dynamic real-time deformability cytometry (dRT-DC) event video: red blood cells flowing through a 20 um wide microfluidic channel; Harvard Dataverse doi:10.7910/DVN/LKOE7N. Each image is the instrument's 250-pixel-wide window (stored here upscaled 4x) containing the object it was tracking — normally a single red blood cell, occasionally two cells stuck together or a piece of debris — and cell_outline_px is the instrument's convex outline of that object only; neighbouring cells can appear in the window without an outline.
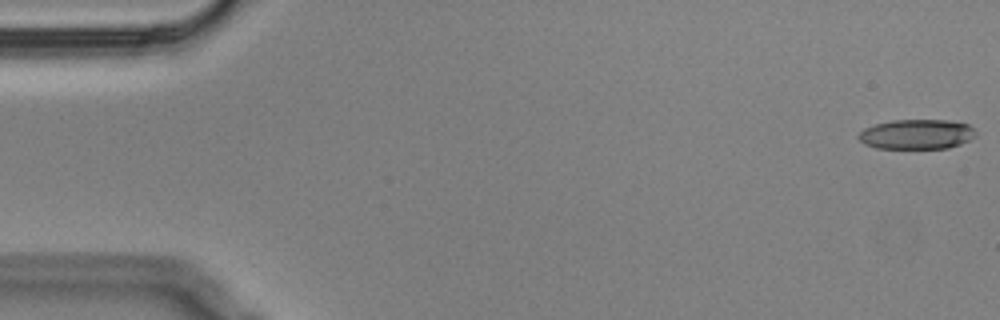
{"species": "Egyptian fruit bat (a non-hibernating species)", "species_latin": "Rousettus aegyptiacus", "temperature_condition": "cold", "stored_images_in_passage": 57, "camera_frame_rate_fps": 3000, "um_per_image_px": 0.085, "animal": {"sex": "male"}, "frame": {"image": 1, "passage_image": 1, "time_ms": 0.0, "image_size_px": [1000, 320], "cell_outline_px": [[976, 136], [960, 144], [948, 148], [876, 148], [864, 144], [856, 136], [864, 128], [876, 124], [892, 120], [948, 120], [968, 124], [976, 132]], "centroid_in_image_um": [77.9, 11.41], "position_along_channel_um": 7.1, "area_um2": 20.35}}
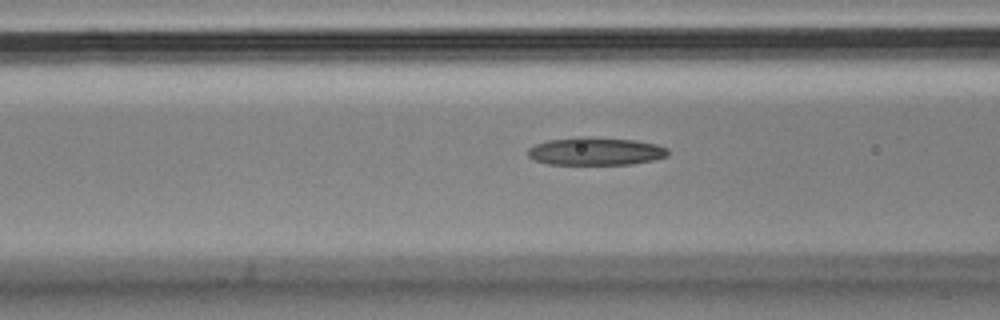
{"frame": {"image": 2, "passage_image": 22, "time_ms": 7.0, "image_size_px": [1000, 320], "cell_outline_px": [[668, 156], [656, 160], [632, 164], [548, 164], [532, 160], [528, 156], [528, 148], [536, 144], [548, 140], [576, 136], [592, 136], [636, 140], [656, 144], [668, 148]], "centroid_in_image_um": [50.63, 12.85], "position_along_channel_um": 116.0, "area_um2": 23.18}}
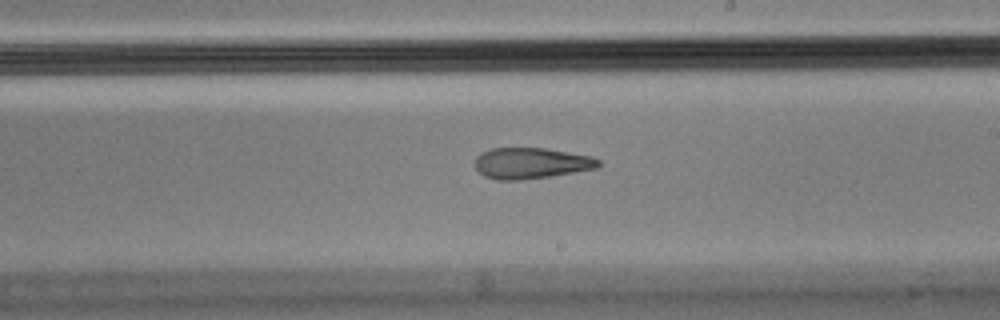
{"frame": {"image": 3, "passage_image": 33, "time_ms": 10.667, "image_size_px": [1000, 320], "cell_outline_px": [[600, 164], [596, 168], [548, 176], [520, 180], [496, 180], [484, 176], [476, 168], [476, 156], [480, 152], [492, 148], [544, 148], [592, 156], [600, 160]], "centroid_in_image_um": [45.11, 13.86], "position_along_channel_um": 243.9, "area_um2": 22.14}, "authors_computed_cell_mechanics": {"area_um2": 22.8888, "velocity_mm_per_s": 3.4805, "shape_relaxation_time_tau1_ms": null, "shape_relaxation_time_tau2_ms": 5.4925, "deformation_change_tau1": null, "deformation_change_tau2": 0.1618}}